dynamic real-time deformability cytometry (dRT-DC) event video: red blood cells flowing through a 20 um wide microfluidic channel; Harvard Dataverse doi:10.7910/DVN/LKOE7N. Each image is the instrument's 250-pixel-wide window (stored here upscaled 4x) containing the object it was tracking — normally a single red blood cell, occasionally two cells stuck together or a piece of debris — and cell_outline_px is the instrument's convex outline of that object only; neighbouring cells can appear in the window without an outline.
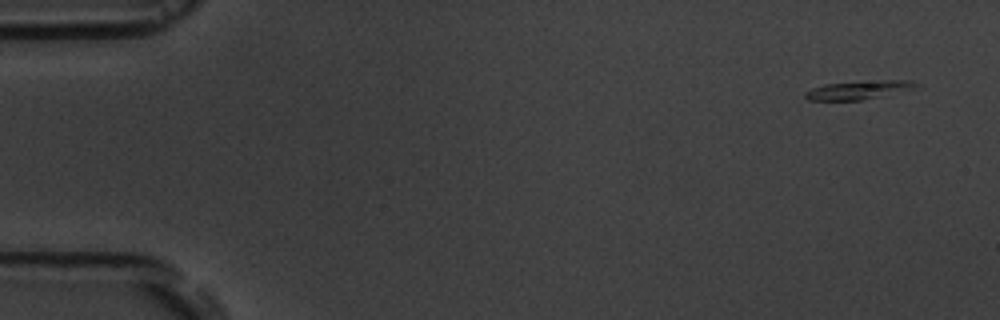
{"species": "common noctule bat (a hibernating species)", "species_latin": "Nyctalus noctula", "temperature_condition": "room temperature", "stored_images_in_passage": 4, "camera_frame_rate_fps": 3000, "um_per_image_px": 0.085, "animal": {"sex": "male", "body_mass_g": 19.5, "forearm_length_mm": 54.6}, "frame": {"image": 1, "passage_image": 1, "time_ms": 0.0, "image_size_px": [1000, 320], "cell_outline_px": [[924, 88], [860, 100], [808, 100], [804, 96], [804, 92], [812, 88], [824, 84], [880, 80], [912, 80], [920, 84]], "centroid_in_image_um": [73.12, 7.64], "position_along_channel_um": 11.9, "area_um2": 12.31}}